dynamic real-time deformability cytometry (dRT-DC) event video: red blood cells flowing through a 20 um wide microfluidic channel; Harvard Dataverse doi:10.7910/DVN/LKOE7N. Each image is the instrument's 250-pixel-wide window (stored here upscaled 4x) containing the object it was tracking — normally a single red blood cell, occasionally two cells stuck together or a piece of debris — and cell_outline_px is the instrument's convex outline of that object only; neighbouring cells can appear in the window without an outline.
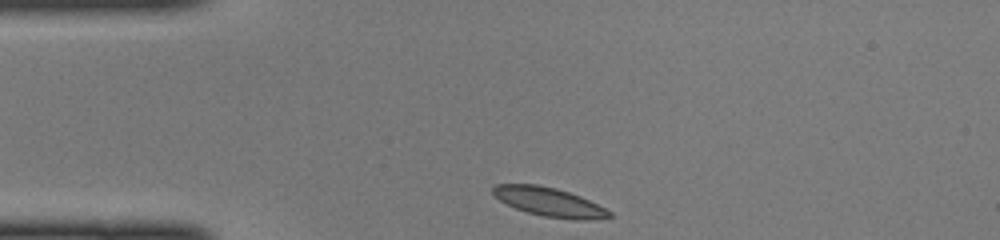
{"species": "common noctule bat (a hibernating species)", "species_latin": "Nyctalus noctula", "temperature_condition": "cold", "stored_images_in_passage": 32, "camera_frame_rate_fps": 3000, "um_per_image_px": 0.085, "animal": {"sex": "female", "body_mass_g": 22.0, "forearm_length_mm": 56.7}, "frame": {"image": 1, "passage_image": 1, "time_ms": 0.0, "image_size_px": [1000, 240], "cell_outline_px": [[612, 216], [588, 220], [576, 220], [544, 216], [528, 212], [516, 208], [500, 200], [492, 192], [492, 188], [496, 184], [536, 184], [556, 188], [580, 196], [612, 212]], "centroid_in_image_um": [46.68, 17.16], "position_along_channel_um": 38.3, "area_um2": 19.25}}
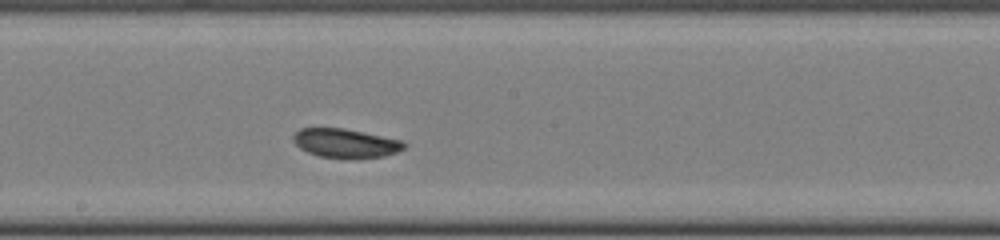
{"frame": {"image": 2, "passage_image": 16, "time_ms": 5.0, "image_size_px": [1000, 240], "cell_outline_px": [[408, 144], [404, 148], [396, 152], [384, 156], [320, 156], [308, 152], [300, 148], [292, 140], [292, 136], [300, 128], [344, 128], [364, 132], [400, 140]], "centroid_in_image_um": [29.34, 12.13], "position_along_channel_um": 218.9, "area_um2": 18.03}}
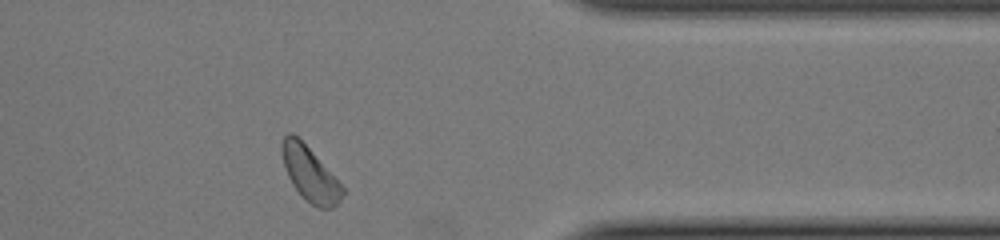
{"frame": {"image": 3, "passage_image": 29, "time_ms": 9.333, "image_size_px": [1000, 240], "cell_outline_px": [[344, 192], [340, 200], [332, 208], [316, 208], [292, 184], [288, 176], [284, 164], [280, 148], [280, 144], [284, 136], [288, 132], [292, 132], [308, 148], [344, 188]], "centroid_in_image_um": [26.31, 14.77], "position_along_channel_um": 385.1, "area_um2": 18.5}}